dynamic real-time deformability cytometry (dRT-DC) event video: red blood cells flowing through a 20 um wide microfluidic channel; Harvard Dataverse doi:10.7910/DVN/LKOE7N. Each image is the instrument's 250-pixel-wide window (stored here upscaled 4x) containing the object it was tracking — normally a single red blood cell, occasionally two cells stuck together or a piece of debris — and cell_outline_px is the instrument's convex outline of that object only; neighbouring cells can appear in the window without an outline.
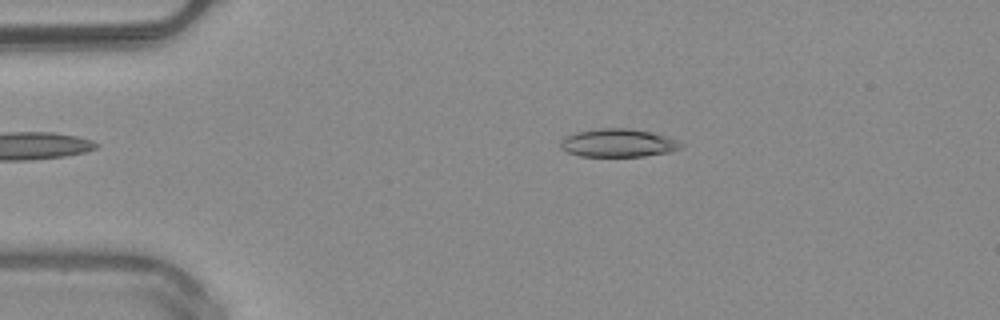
{"species": "common noctule bat (a hibernating species)", "species_latin": "Nyctalus noctula", "temperature_condition": "warm", "stored_images_in_passage": 43, "camera_frame_rate_fps": 3000, "um_per_image_px": 0.085, "animal": {"sex": "male", "body_mass_g": 20.4}, "frame": {"image": 1, "passage_image": 3, "time_ms": 0.667, "image_size_px": [1000, 320], "cell_outline_px": [[684, 144], [680, 148], [672, 152], [644, 156], [580, 156], [568, 152], [560, 148], [560, 140], [564, 136], [576, 132], [596, 128], [628, 128], [652, 132], [676, 140]], "centroid_in_image_um": [52.51, 12.15], "position_along_channel_um": 32.5, "area_um2": 19.88}}
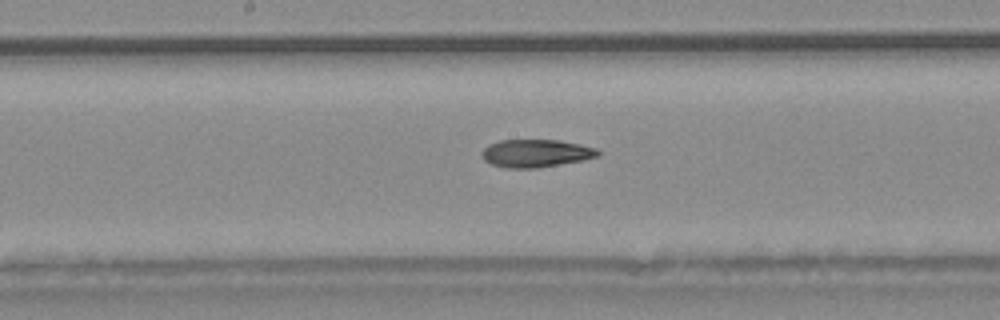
{"frame": {"image": 2, "passage_image": 19, "time_ms": 6.0, "image_size_px": [1000, 320], "cell_outline_px": [[600, 152], [596, 156], [584, 160], [536, 168], [508, 168], [492, 164], [484, 160], [480, 156], [480, 152], [488, 144], [500, 140], [560, 140], [580, 144], [596, 148]], "centroid_in_image_um": [45.51, 13.02], "position_along_channel_um": 202.7, "area_um2": 18.84}}
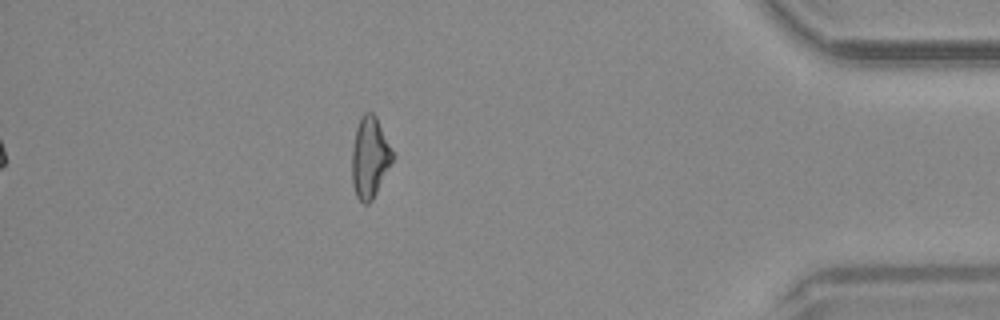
{"frame": {"image": 3, "passage_image": 37, "time_ms": 12.0, "image_size_px": [1000, 320], "cell_outline_px": [[396, 156], [372, 200], [368, 204], [364, 204], [356, 196], [352, 184], [352, 148], [356, 128], [360, 116], [364, 112], [372, 112], [376, 116]], "centroid_in_image_um": [31.44, 13.37], "position_along_channel_um": 403.8, "area_um2": 19.42}, "authors_computed_cell_mechanics": {"area_um2": 19.1896, "velocity_mm_per_s": 4.0727, "shape_relaxation_time_tau1_ms": null, "shape_relaxation_time_tau2_ms": 6.1757, "deformation_change_tau1": null, "deformation_change_tau2": 0.1485}}